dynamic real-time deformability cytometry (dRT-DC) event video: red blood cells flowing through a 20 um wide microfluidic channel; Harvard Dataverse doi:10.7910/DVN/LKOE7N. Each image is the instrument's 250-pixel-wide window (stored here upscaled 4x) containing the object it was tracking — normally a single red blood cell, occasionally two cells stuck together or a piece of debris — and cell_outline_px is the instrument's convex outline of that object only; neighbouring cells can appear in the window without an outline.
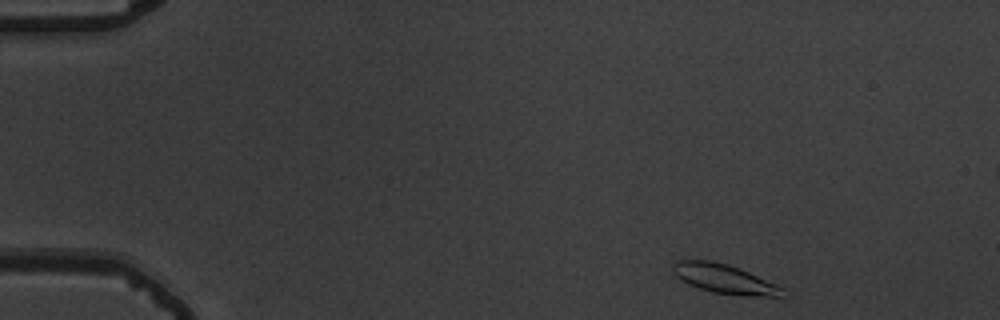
{"species": "common noctule bat (a hibernating species)", "species_latin": "Nyctalus noctula", "temperature_condition": "warm", "stored_images_in_passage": 52, "segment_of_instrument_passage": [1, 2], "camera_frame_rate_fps": 3000, "um_per_image_px": 0.085, "animal": {"sex": "male", "body_mass_g": 19.5, "forearm_length_mm": 54.6}, "frame": {"image": 1, "passage_image": 2, "time_ms": 0.333, "image_size_px": [1000, 320], "cell_outline_px": [[784, 296], [744, 296], [712, 292], [688, 284], [676, 276], [672, 272], [672, 264], [676, 260], [712, 260], [728, 264], [748, 272], [776, 284], [784, 288]], "centroid_in_image_um": [61.54, 23.7], "position_along_channel_um": 23.5, "area_um2": 18.67}}
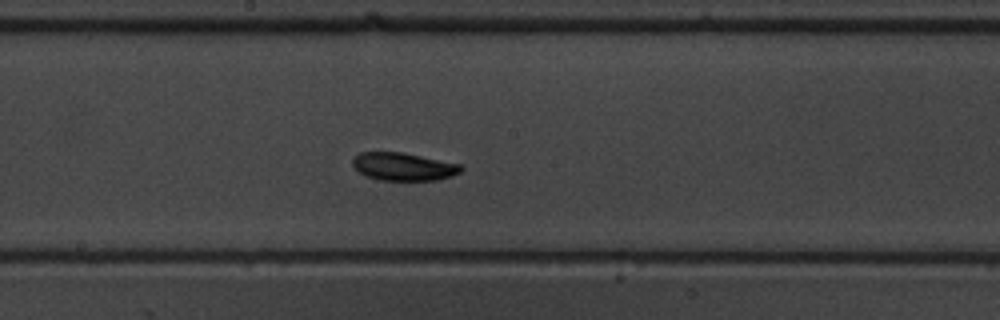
{"frame": {"image": 2, "passage_image": 26, "time_ms": 8.333, "image_size_px": [1000, 320], "cell_outline_px": [[464, 168], [460, 172], [452, 176], [436, 180], [380, 180], [364, 176], [352, 164], [352, 160], [360, 152], [400, 152], [460, 164]], "centroid_in_image_um": [34.29, 14.17], "position_along_channel_um": 213.9, "area_um2": 17.46}}
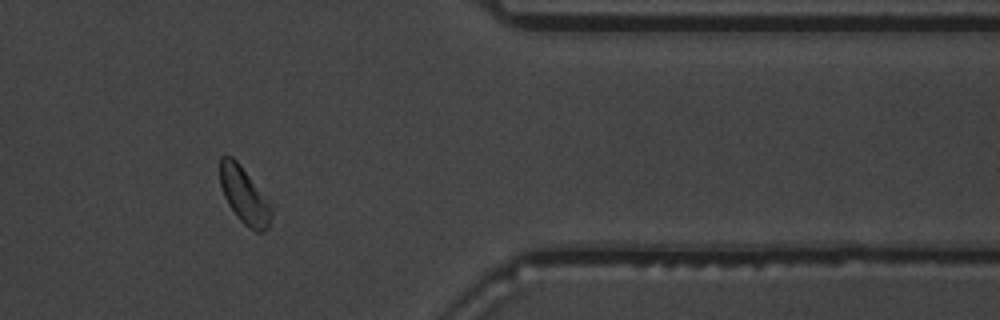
{"frame": {"image": 3, "passage_image": 42, "time_ms": 13.667, "image_size_px": [1000, 320], "cell_outline_px": [[272, 216], [268, 228], [264, 232], [256, 232], [248, 228], [236, 216], [228, 204], [224, 196], [220, 184], [220, 156], [232, 156], [240, 164], [272, 208]], "centroid_in_image_um": [20.74, 16.65], "position_along_channel_um": 390.7, "area_um2": 16.65}}